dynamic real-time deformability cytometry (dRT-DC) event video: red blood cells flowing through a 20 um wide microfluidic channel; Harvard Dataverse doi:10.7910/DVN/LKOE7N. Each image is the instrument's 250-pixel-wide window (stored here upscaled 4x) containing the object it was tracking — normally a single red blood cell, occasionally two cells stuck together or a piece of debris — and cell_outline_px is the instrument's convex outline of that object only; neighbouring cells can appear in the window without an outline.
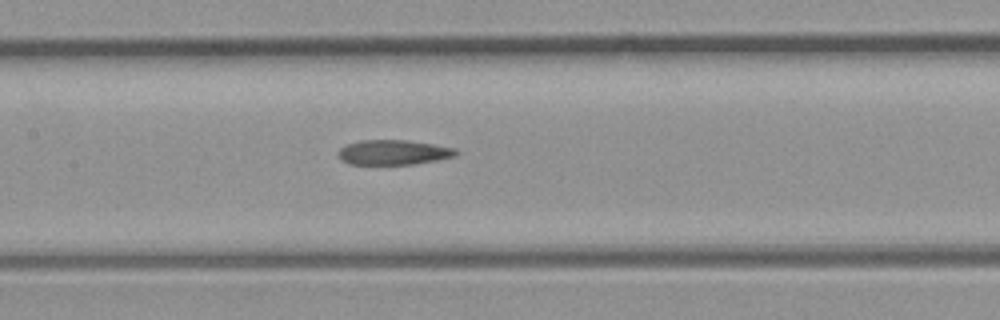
{"species": "common noctule bat (a hibernating species)", "species_latin": "Nyctalus noctula", "temperature_condition": "room temperature", "stored_images_in_passage": 20, "camera_frame_rate_fps": 3000, "um_per_image_px": 0.085, "animal": {"sex": "male", "body_mass_g": 23.1, "forearm_length_mm": 52.7}, "frame": {"image": 1, "passage_image": 9, "time_ms": 2.667, "image_size_px": [1000, 320], "cell_outline_px": [[460, 152], [456, 156], [436, 160], [412, 164], [348, 164], [340, 160], [336, 152], [340, 148], [348, 144], [360, 140], [408, 140], [456, 148]], "centroid_in_image_um": [33.43, 12.95], "position_along_channel_um": 174.0, "area_um2": 17.17}}
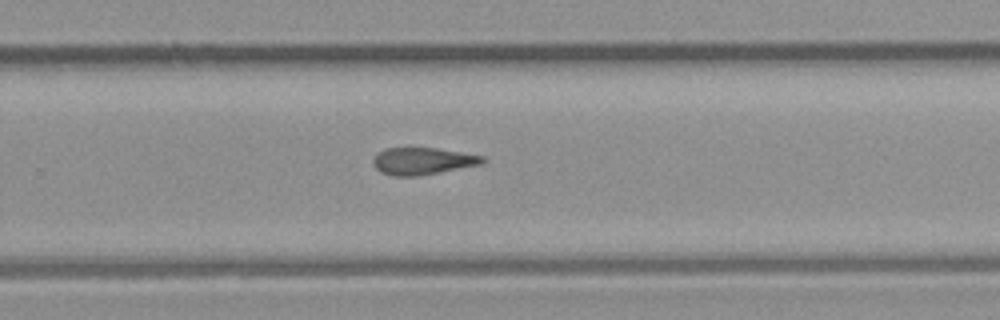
{"frame": {"image": 2, "passage_image": 15, "time_ms": 4.667, "image_size_px": [1000, 320], "cell_outline_px": [[484, 164], [420, 176], [392, 176], [380, 172], [372, 164], [372, 160], [384, 148], [436, 148], [484, 156]], "centroid_in_image_um": [35.93, 13.7], "position_along_channel_um": 293.9, "area_um2": 17.34}}
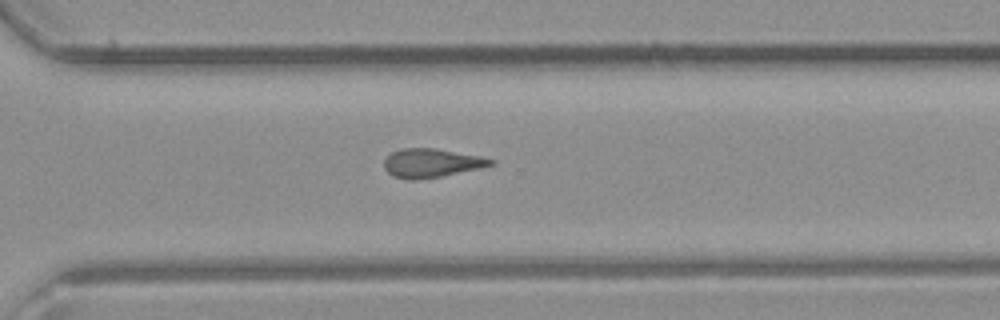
{"frame": {"image": 3, "passage_image": 17, "time_ms": 5.333, "image_size_px": [1000, 320], "cell_outline_px": [[496, 164], [480, 168], [440, 176], [416, 180], [408, 180], [392, 176], [384, 168], [384, 160], [392, 152], [400, 148], [436, 148], [484, 156], [496, 160]], "centroid_in_image_um": [36.7, 13.84], "position_along_channel_um": 333.9, "area_um2": 18.09}}